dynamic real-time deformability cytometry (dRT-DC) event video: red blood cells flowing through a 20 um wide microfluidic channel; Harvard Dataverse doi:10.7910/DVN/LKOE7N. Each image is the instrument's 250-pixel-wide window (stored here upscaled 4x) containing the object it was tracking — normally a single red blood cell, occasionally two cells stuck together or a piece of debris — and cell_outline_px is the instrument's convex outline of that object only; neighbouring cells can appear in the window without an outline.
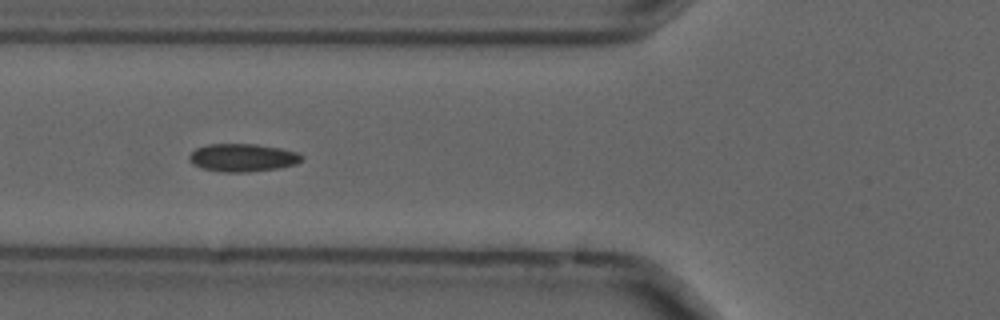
{"species": "common noctule bat (a hibernating species)", "species_latin": "Nyctalus noctula", "temperature_condition": "cold", "stored_images_in_passage": 39, "camera_frame_rate_fps": 3000, "um_per_image_px": 0.085, "animal": {"sex": "male", "forearm_length_mm": 52.5}, "frame": {"image": 1, "passage_image": 6, "time_ms": 1.667, "image_size_px": [1000, 320], "cell_outline_px": [[304, 156], [296, 164], [280, 168], [248, 172], [224, 172], [204, 168], [192, 164], [188, 160], [188, 156], [196, 148], [208, 144], [256, 144], [280, 148], [296, 152]], "centroid_in_image_um": [20.61, 13.4], "position_along_channel_um": 105.2, "area_um2": 18.26}}
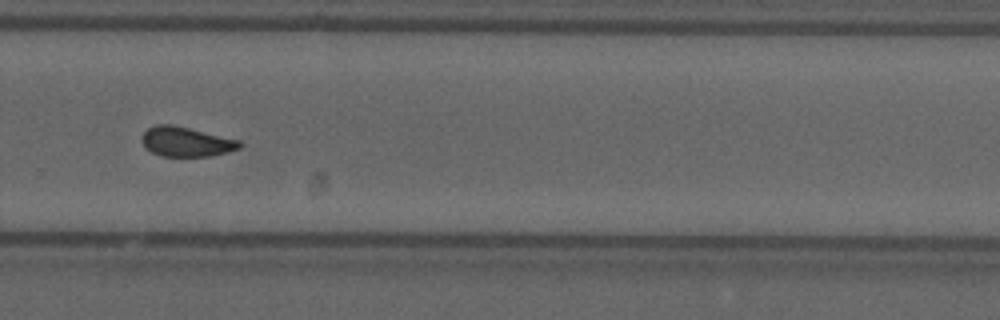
{"frame": {"image": 2, "passage_image": 23, "time_ms": 7.333, "image_size_px": [1000, 320], "cell_outline_px": [[244, 144], [240, 148], [228, 152], [208, 156], [160, 156], [152, 152], [140, 140], [140, 136], [148, 128], [156, 124], [172, 124], [240, 140]], "centroid_in_image_um": [15.83, 12.04], "position_along_channel_um": 314.0, "area_um2": 16.94}, "authors_computed_cell_mechanics": {"area_um2": 17.34, "velocity_mm_per_s": 3.6957, "shape_relaxation_time_tau1_ms": null, "shape_relaxation_time_tau2_ms": 1.9649, "deformation_change_tau1": null, "deformation_change_tau2": 0.0792}}